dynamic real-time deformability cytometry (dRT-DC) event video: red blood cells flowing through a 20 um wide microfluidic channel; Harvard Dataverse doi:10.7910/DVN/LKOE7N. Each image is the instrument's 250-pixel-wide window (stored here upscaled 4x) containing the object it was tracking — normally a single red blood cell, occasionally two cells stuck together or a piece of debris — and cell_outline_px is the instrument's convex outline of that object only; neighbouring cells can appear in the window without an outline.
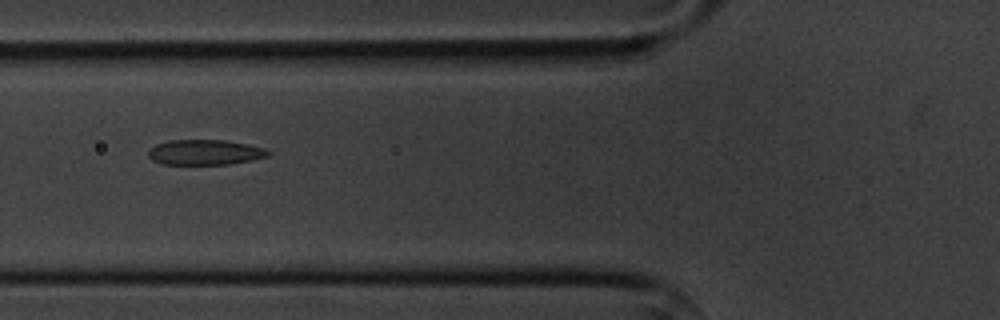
{"species": "common noctule bat (a hibernating species)", "species_latin": "Nyctalus noctula", "temperature_condition": "cold", "stored_images_in_passage": 6, "camera_frame_rate_fps": 3000, "um_per_image_px": 0.085, "animal": {"sex": "male", "body_mass_g": 20.1, "forearm_length_mm": 53.5}, "frame": {"image": 1, "passage_image": 4, "time_ms": 3.667, "image_size_px": [1000, 320], "cell_outline_px": [[272, 152], [268, 156], [252, 160], [228, 164], [160, 164], [152, 160], [148, 156], [148, 148], [156, 144], [168, 140], [224, 140], [264, 148]], "centroid_in_image_um": [17.37, 12.94], "position_along_channel_um": 108.4, "area_um2": 17.63}}
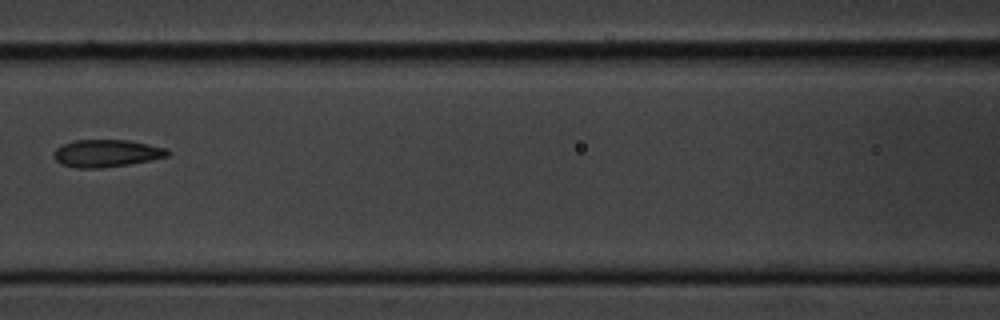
{"frame": {"image": 2, "passage_image": 5, "time_ms": 5.0, "image_size_px": [1000, 320], "cell_outline_px": [[172, 152], [168, 156], [128, 164], [104, 168], [76, 168], [60, 164], [56, 160], [56, 148], [72, 140], [128, 140], [148, 144], [164, 148]], "centroid_in_image_um": [9.05, 13.03], "position_along_channel_um": 157.5, "area_um2": 17.98}}
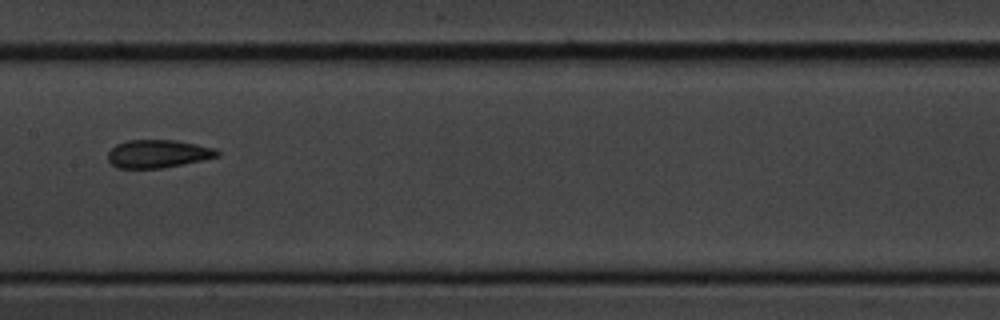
{"frame": {"image": 3, "passage_image": 6, "time_ms": 6.0, "image_size_px": [1000, 320], "cell_outline_px": [[220, 156], [204, 160], [160, 168], [116, 168], [108, 160], [108, 152], [116, 144], [128, 140], [176, 140], [216, 148], [220, 152]], "centroid_in_image_um": [13.44, 13.07], "position_along_channel_um": 194.0, "area_um2": 17.92}}